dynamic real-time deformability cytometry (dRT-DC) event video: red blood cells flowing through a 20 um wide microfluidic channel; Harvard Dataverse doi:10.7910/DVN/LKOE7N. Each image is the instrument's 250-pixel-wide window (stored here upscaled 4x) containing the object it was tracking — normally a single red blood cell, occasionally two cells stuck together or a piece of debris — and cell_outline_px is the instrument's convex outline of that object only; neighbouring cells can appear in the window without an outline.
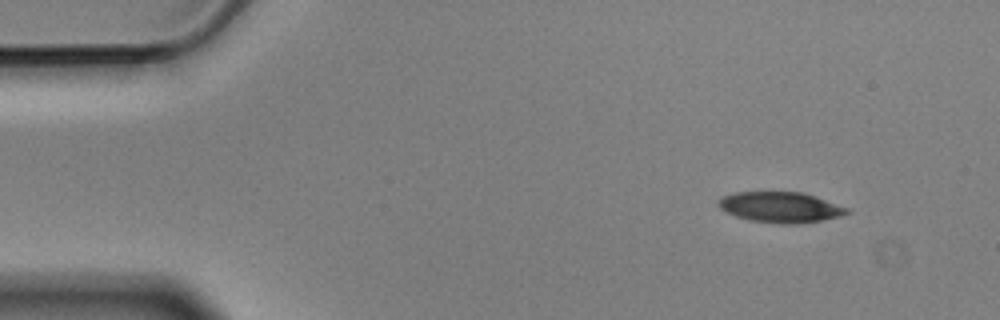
{"species": "Egyptian fruit bat (a non-hibernating species)", "species_latin": "Rousettus aegyptiacus", "temperature_condition": "cold", "stored_images_in_passage": 3, "camera_frame_rate_fps": 3000, "um_per_image_px": 0.085, "animal": {"sex": "male"}, "frame": {"image": 1, "passage_image": 1, "time_ms": 0.0, "image_size_px": [1000, 320], "cell_outline_px": [[848, 212], [840, 216], [800, 224], [780, 224], [748, 220], [736, 216], [720, 208], [716, 204], [724, 196], [736, 192], [800, 192], [816, 196], [848, 208]], "centroid_in_image_um": [66.33, 17.62], "position_along_channel_um": 18.7, "area_um2": 22.72}}
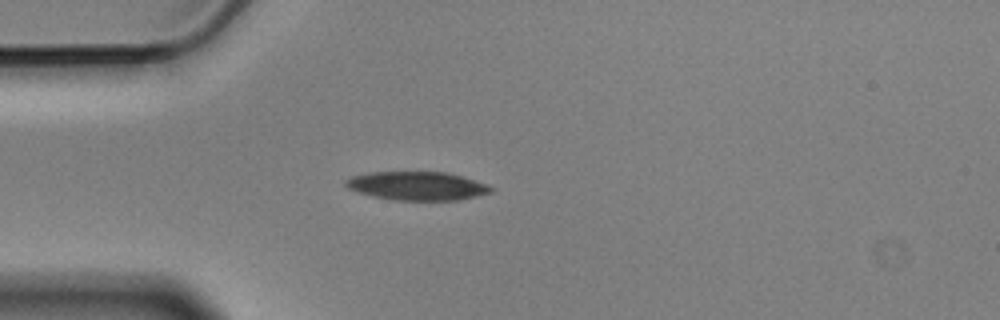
{"frame": {"image": 2, "passage_image": 3, "time_ms": 0.667, "image_size_px": [1000, 320], "cell_outline_px": [[496, 188], [492, 192], [476, 196], [456, 200], [396, 200], [376, 196], [360, 192], [348, 188], [344, 184], [344, 180], [352, 176], [368, 172], [448, 172]], "centroid_in_image_um": [35.44, 15.79], "position_along_channel_um": 49.6, "area_um2": 23.87}}